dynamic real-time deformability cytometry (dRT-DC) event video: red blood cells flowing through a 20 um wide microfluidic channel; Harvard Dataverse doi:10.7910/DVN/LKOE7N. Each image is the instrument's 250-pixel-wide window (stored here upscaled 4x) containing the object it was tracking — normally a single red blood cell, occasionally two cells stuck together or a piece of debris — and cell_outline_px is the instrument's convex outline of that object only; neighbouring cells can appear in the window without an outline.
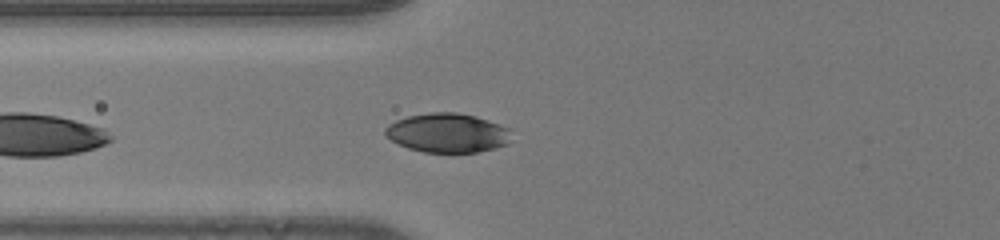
{"species": "human", "species_latin": "Homo sapiens", "temperature_condition": "room temperature", "stored_images_in_passage": 15, "camera_frame_rate_fps": 3000, "um_per_image_px": 0.085, "donor": {"sex": "male"}, "frame": {"image": 1, "passage_image": 7, "time_ms": 2.0, "image_size_px": [1000, 240], "cell_outline_px": [[508, 144], [476, 152], [424, 152], [408, 148], [392, 140], [384, 132], [384, 128], [388, 124], [396, 120], [408, 116], [432, 112], [456, 112], [476, 116], [508, 128]], "centroid_in_image_um": [37.99, 11.29], "position_along_channel_um": 87.8, "area_um2": 28.38}}
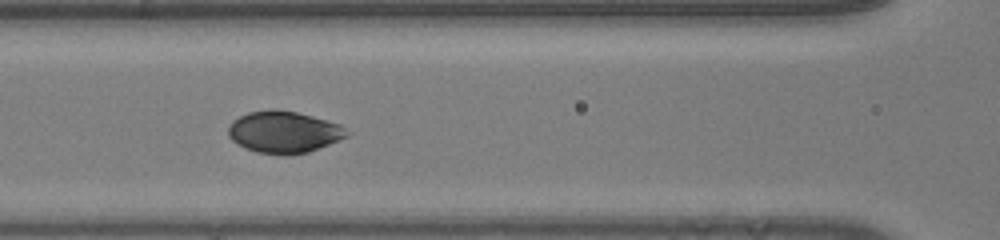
{"frame": {"image": 2, "passage_image": 11, "time_ms": 3.333, "image_size_px": [1000, 240], "cell_outline_px": [[352, 132], [348, 136], [308, 152], [256, 152], [244, 148], [232, 140], [228, 136], [228, 128], [232, 120], [248, 112], [296, 112], [312, 116], [340, 124]], "centroid_in_image_um": [24.14, 11.22], "position_along_channel_um": 142.5, "area_um2": 27.69}}